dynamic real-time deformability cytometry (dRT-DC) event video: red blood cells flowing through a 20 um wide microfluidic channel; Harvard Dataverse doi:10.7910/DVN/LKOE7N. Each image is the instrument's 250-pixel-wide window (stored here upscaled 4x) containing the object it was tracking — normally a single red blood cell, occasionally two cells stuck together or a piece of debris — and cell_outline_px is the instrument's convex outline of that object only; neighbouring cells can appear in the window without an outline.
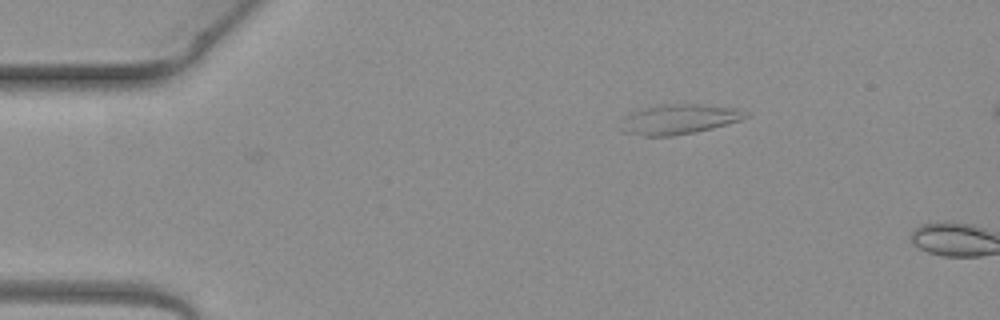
{"species": "common noctule bat (a hibernating species)", "species_latin": "Nyctalus noctula", "temperature_condition": "warm", "stored_images_in_passage": 2, "camera_frame_rate_fps": 3000, "um_per_image_px": 0.085, "animal": {"sex": "female", "body_mass_g": 19.3, "forearm_length_mm": 54.1}, "frame": {"image": 1, "passage_image": 1, "time_ms": 0.0, "image_size_px": [1000, 320], "cell_outline_px": [[752, 116], [740, 120], [712, 128], [696, 132], [672, 136], [644, 136], [624, 132], [620, 128], [624, 116], [632, 112], [644, 108], [672, 104], [704, 104], [740, 108], [748, 112]], "centroid_in_image_um": [57.78, 10.13], "position_along_channel_um": 27.2, "area_um2": 21.85}}